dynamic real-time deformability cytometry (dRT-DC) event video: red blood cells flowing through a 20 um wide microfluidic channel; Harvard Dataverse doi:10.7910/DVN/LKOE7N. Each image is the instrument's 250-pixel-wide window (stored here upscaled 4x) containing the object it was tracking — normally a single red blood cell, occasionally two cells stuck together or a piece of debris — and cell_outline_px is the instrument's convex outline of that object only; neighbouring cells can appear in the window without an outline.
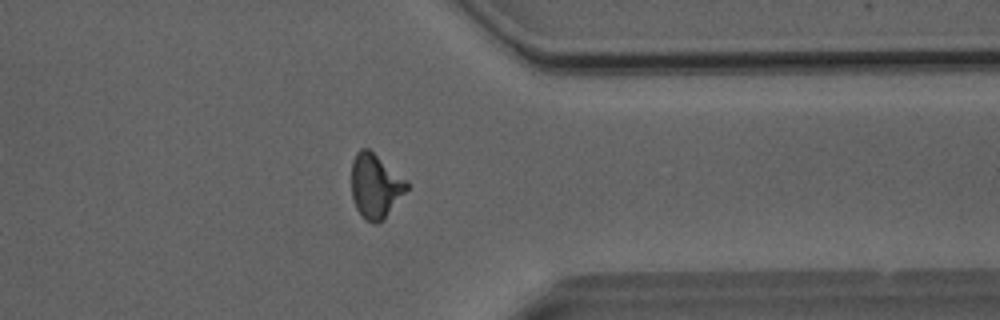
{"species": "Egyptian fruit bat (a non-hibernating species)", "species_latin": "Rousettus aegyptiacus", "temperature_condition": "room temperature", "stored_images_in_passage": 50, "camera_frame_rate_fps": 3000, "um_per_image_px": 0.085, "animal": {"sex": "male"}, "frame": {"image": 1, "passage_image": 40, "time_ms": 13.0, "image_size_px": [1000, 320], "cell_outline_px": [[408, 188], [384, 220], [376, 224], [372, 224], [364, 220], [356, 208], [352, 196], [352, 160], [356, 152], [360, 148], [368, 148], [408, 180]], "centroid_in_image_um": [31.91, 15.82], "position_along_channel_um": 379.5, "area_um2": 20.92}}
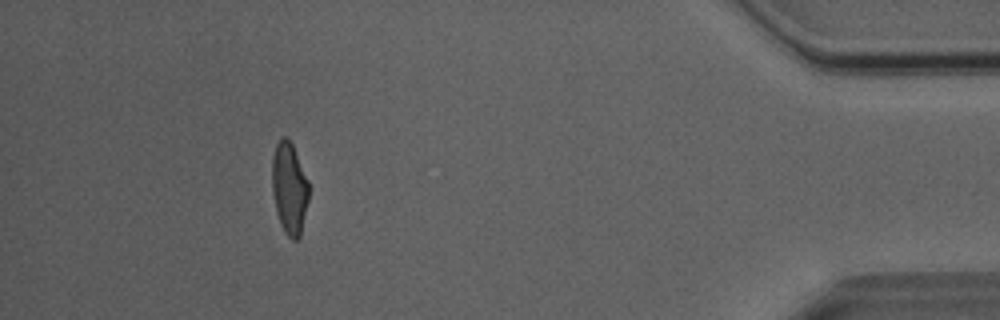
{"frame": {"image": 2, "passage_image": 46, "time_ms": 15.0, "image_size_px": [1000, 320], "cell_outline_px": [[308, 200], [300, 236], [296, 240], [292, 240], [284, 232], [280, 224], [276, 212], [272, 192], [272, 160], [276, 144], [280, 136], [284, 136], [292, 144], [308, 180]], "centroid_in_image_um": [24.58, 16.01], "position_along_channel_um": 410.6, "area_um2": 19.59}, "authors_computed_cell_mechanics": {"area_um2": 20.2589, "velocity_mm_per_s": 4.081, "shape_relaxation_time_tau1_ms": 5.3399, "shape_relaxation_time_tau2_ms": 1.5843, "deformation_change_tau1": 0.1821, "deformation_change_tau2": 0.0942}}